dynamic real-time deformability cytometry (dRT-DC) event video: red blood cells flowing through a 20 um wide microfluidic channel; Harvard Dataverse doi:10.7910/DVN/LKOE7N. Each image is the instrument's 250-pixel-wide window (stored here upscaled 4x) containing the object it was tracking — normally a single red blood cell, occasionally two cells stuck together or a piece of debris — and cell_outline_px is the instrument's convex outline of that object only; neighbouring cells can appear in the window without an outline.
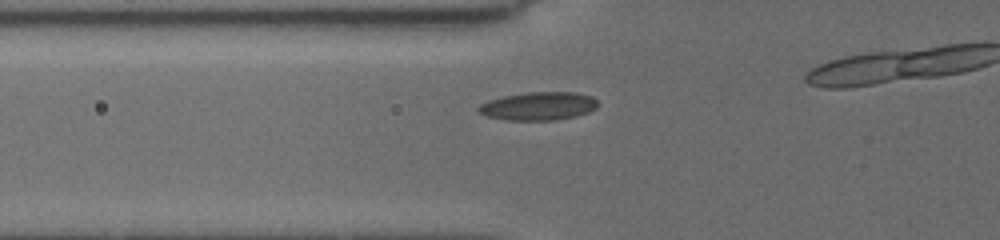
{"species": "common noctule bat (a hibernating species)", "species_latin": "Nyctalus noctula", "temperature_condition": "cold", "stored_images_in_passage": 24, "camera_frame_rate_fps": 3000, "um_per_image_px": 0.085, "animal": {"sex": "female", "body_mass_g": 19.5, "forearm_length_mm": 54.1}, "frame": {"image": 1, "passage_image": 6, "time_ms": 2.0, "image_size_px": [1000, 240], "cell_outline_px": [[596, 108], [588, 112], [576, 116], [556, 120], [504, 120], [488, 116], [480, 112], [476, 108], [480, 104], [488, 100], [504, 96], [524, 92], [576, 92], [592, 96], [596, 100]], "centroid_in_image_um": [45.76, 9.01], "position_along_channel_um": 80.0, "area_um2": 19.65}}
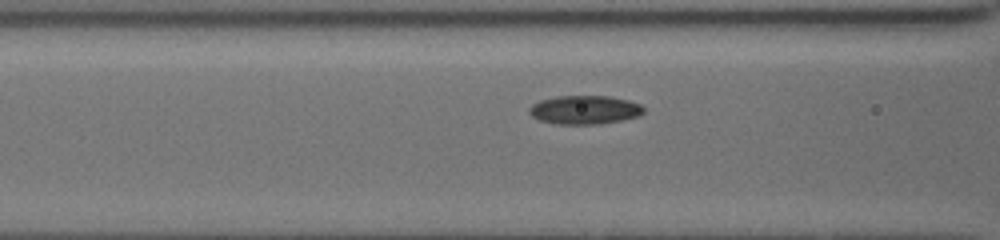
{"frame": {"image": 2, "passage_image": 12, "time_ms": 3.0, "image_size_px": [1000, 240], "cell_outline_px": [[644, 112], [640, 116], [620, 120], [596, 124], [556, 124], [540, 120], [532, 116], [528, 112], [528, 108], [532, 104], [540, 100], [556, 96], [608, 96], [628, 100], [640, 104], [644, 108]], "centroid_in_image_um": [49.68, 9.33], "position_along_channel_um": 116.9, "area_um2": 19.13}}
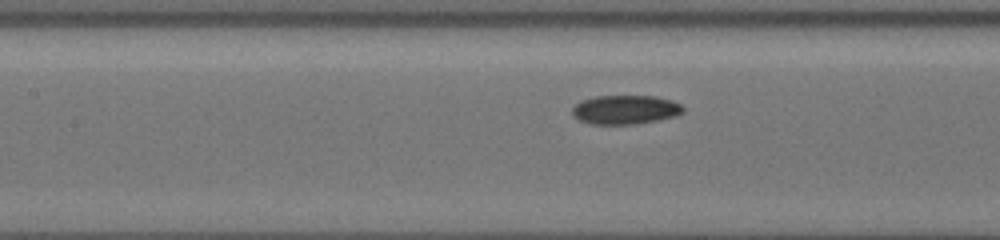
{"frame": {"image": 3, "passage_image": 18, "time_ms": 4.0, "image_size_px": [1000, 240], "cell_outline_px": [[684, 112], [676, 116], [636, 124], [592, 124], [580, 120], [572, 116], [572, 108], [580, 100], [596, 96], [656, 96], [680, 104], [684, 108]], "centroid_in_image_um": [53.12, 9.32], "position_along_channel_um": 154.3, "area_um2": 18.73}}